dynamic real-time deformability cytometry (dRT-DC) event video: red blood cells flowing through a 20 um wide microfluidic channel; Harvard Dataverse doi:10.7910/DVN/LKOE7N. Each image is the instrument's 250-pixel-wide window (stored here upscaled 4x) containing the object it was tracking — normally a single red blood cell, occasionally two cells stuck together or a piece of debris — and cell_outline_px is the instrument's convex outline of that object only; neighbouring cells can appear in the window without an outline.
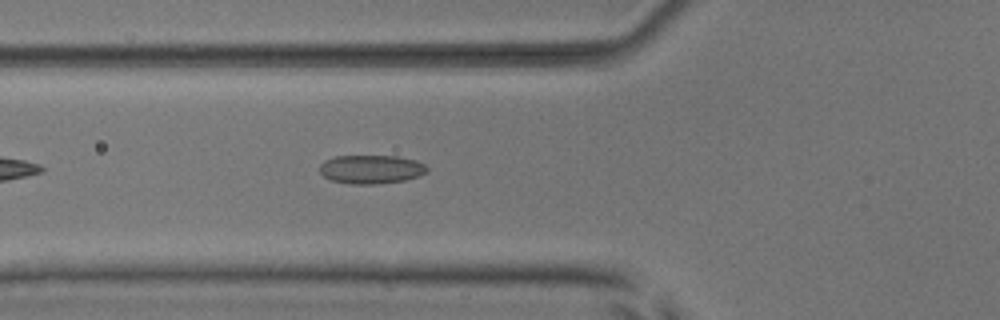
{"species": "common noctule bat (a hibernating species)", "species_latin": "Nyctalus noctula", "temperature_condition": "room temperature", "stored_images_in_passage": 39, "camera_frame_rate_fps": 3000, "um_per_image_px": 0.085, "animal": {"sex": "male", "body_mass_g": 17.9, "forearm_length_mm": 54.2}, "frame": {"image": 1, "passage_image": 6, "time_ms": 1.667, "image_size_px": [1000, 320], "cell_outline_px": [[428, 172], [404, 180], [372, 184], [352, 184], [332, 180], [324, 176], [320, 172], [320, 164], [324, 160], [336, 156], [396, 156], [416, 160], [424, 164], [428, 168]], "centroid_in_image_um": [31.54, 14.38], "position_along_channel_um": 94.3, "area_um2": 17.8}}
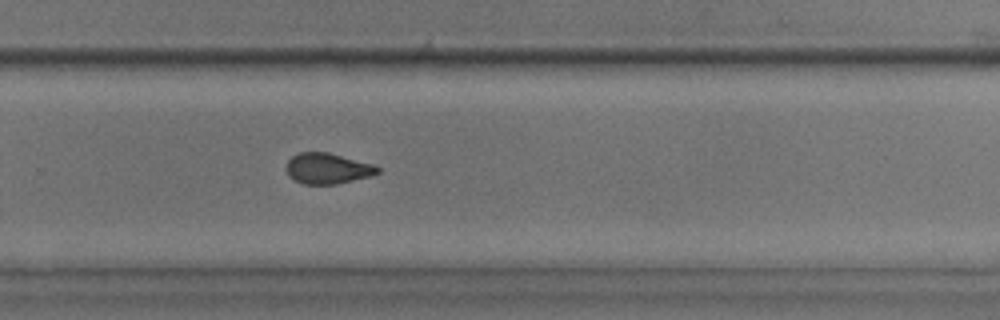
{"frame": {"image": 2, "passage_image": 22, "time_ms": 7.0, "image_size_px": [1000, 320], "cell_outline_px": [[380, 172], [372, 176], [336, 184], [304, 184], [288, 176], [284, 168], [288, 160], [292, 156], [300, 152], [328, 152], [372, 164], [380, 168]], "centroid_in_image_um": [27.82, 14.32], "position_along_channel_um": 302.0, "area_um2": 16.42}}
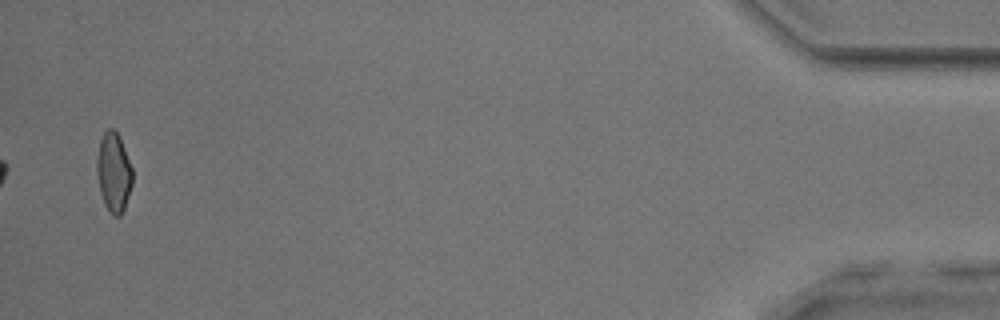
{"frame": {"image": 3, "passage_image": 38, "time_ms": 12.333, "image_size_px": [1000, 320], "cell_outline_px": [[132, 184], [124, 208], [120, 216], [112, 216], [104, 204], [100, 192], [96, 172], [96, 160], [100, 140], [104, 132], [108, 128], [112, 128], [116, 132], [120, 140], [132, 168]], "centroid_in_image_um": [9.64, 14.67], "position_along_channel_um": 425.6, "area_um2": 16.3}, "authors_computed_cell_mechanics": {"area_um2": 16.8776, "velocity_mm_per_s": 3.8963, "shape_relaxation_time_tau1_ms": 6.5602, "shape_relaxation_time_tau2_ms": 2.1024, "deformation_change_tau1": 0.1238, "deformation_change_tau2": 0.0804}}